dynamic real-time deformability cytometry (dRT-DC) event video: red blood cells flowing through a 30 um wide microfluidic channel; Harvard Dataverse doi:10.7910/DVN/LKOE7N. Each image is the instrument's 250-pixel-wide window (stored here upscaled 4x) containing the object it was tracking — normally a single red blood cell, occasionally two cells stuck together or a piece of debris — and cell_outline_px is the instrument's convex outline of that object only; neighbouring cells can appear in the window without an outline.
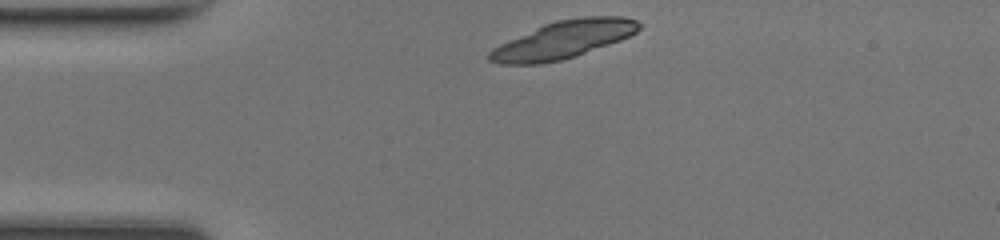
{"species": "common noctule bat (a hibernating species)", "species_latin": "Nyctalus noctula", "temperature_condition": "room temperature", "stored_images_in_passage": 38, "camera_frame_rate_fps": 3000, "um_per_image_px": 0.085, "animal": {"sex": "female", "body_mass_g": 17.0, "forearm_length_mm": 48.0}, "frame": {"image": 1, "passage_image": 1, "time_ms": 0.0, "image_size_px": [1000, 240], "cell_outline_px": [[640, 28], [636, 32], [620, 40], [576, 56], [560, 60], [540, 64], [500, 64], [488, 60], [488, 52], [492, 48], [500, 44], [544, 24], [556, 20], [580, 16], [624, 16], [636, 20], [640, 24]], "centroid_in_image_um": [47.88, 3.37], "position_along_channel_um": 37.1, "area_um2": 32.6}}